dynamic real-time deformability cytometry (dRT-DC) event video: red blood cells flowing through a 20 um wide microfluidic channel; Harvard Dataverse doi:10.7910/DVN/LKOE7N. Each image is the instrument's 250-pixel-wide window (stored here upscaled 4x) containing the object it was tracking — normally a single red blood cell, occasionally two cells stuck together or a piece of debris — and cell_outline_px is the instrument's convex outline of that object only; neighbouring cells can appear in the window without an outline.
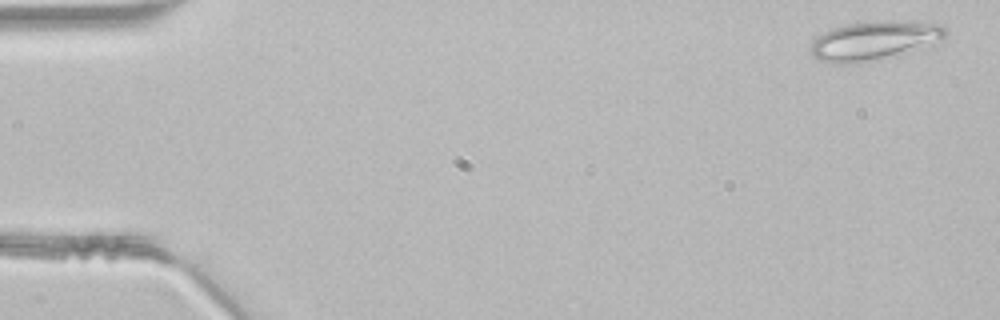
{"species": "common noctule bat (a hibernating species)", "species_latin": "Nyctalus noctula", "temperature_condition": "room temperature", "stored_images_in_passage": 47, "camera_frame_rate_fps": 3000, "um_per_image_px": 0.085, "animal": {"sex": "male", "body_mass_g": 21.5, "forearm_length_mm": 52.0}, "frame": {"image": 1, "passage_image": 2, "time_ms": 0.333, "image_size_px": [1000, 320], "cell_outline_px": [[948, 32], [944, 36], [876, 60], [860, 64], [832, 64], [820, 60], [812, 56], [812, 40], [824, 32], [832, 28], [856, 20], [904, 20], [940, 24]], "centroid_in_image_um": [74.13, 3.41], "position_along_channel_um": 10.9, "area_um2": 30.11}}
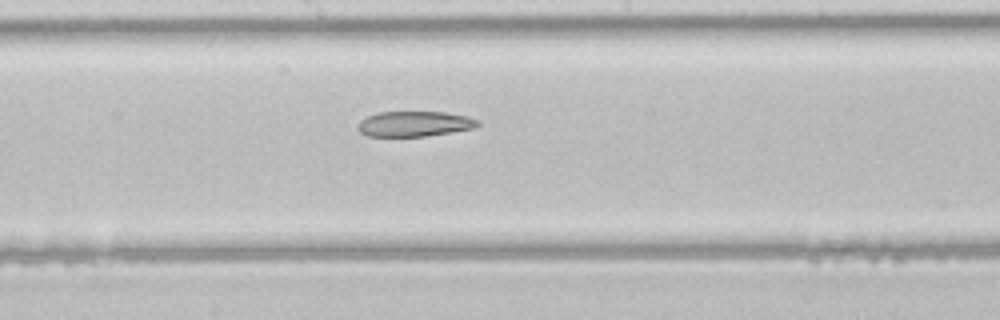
{"frame": {"image": 2, "passage_image": 25, "time_ms": 8.0, "image_size_px": [1000, 320], "cell_outline_px": [[480, 124], [476, 128], [424, 136], [368, 136], [360, 132], [356, 128], [360, 120], [368, 116], [380, 112], [444, 112], [468, 116], [480, 120]], "centroid_in_image_um": [35.25, 10.52], "position_along_channel_um": 212.9, "area_um2": 17.69}}
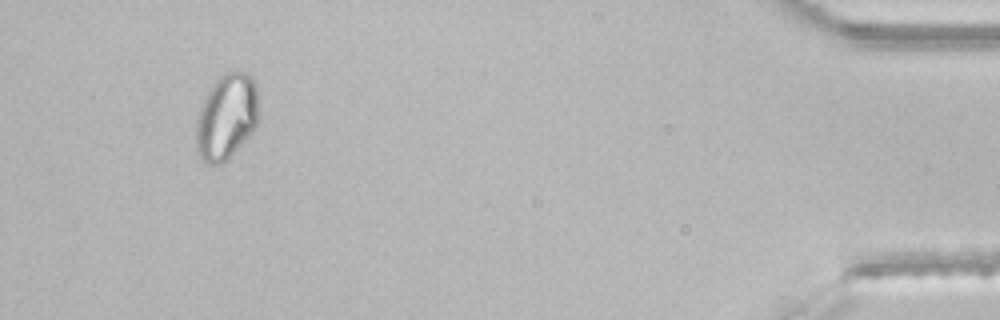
{"frame": {"image": 3, "passage_image": 44, "time_ms": 14.333, "image_size_px": [1000, 320], "cell_outline_px": [[260, 112], [256, 128], [228, 160], [220, 164], [208, 164], [196, 152], [196, 120], [200, 108], [212, 84], [228, 68], [236, 68], [248, 72], [252, 76], [256, 84]], "centroid_in_image_um": [19.3, 9.87], "position_along_channel_um": 415.9, "area_um2": 32.19}}